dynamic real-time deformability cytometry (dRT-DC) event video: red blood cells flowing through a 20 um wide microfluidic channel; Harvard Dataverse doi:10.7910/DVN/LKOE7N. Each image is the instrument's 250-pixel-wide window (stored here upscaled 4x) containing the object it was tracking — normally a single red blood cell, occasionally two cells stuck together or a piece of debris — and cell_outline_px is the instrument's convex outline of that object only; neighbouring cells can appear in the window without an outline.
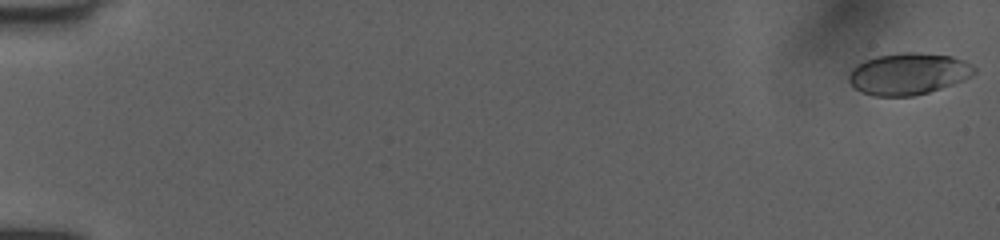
{"species": "human", "species_latin": "Homo sapiens", "temperature_condition": "room temperature", "stored_images_in_passage": 52, "camera_frame_rate_fps": 3000, "um_per_image_px": 0.085, "donor": {"sex": "female"}, "frame": {"image": 1, "passage_image": 1, "time_ms": 0.0, "image_size_px": [1000, 240], "cell_outline_px": [[976, 72], [972, 76], [964, 80], [928, 92], [912, 96], [872, 96], [860, 92], [848, 80], [848, 76], [852, 68], [856, 64], [864, 60], [876, 56], [904, 52], [916, 52], [952, 56], [964, 60], [972, 64], [976, 68]], "centroid_in_image_um": [77.21, 6.27], "position_along_channel_um": 7.8, "area_um2": 30.63}}
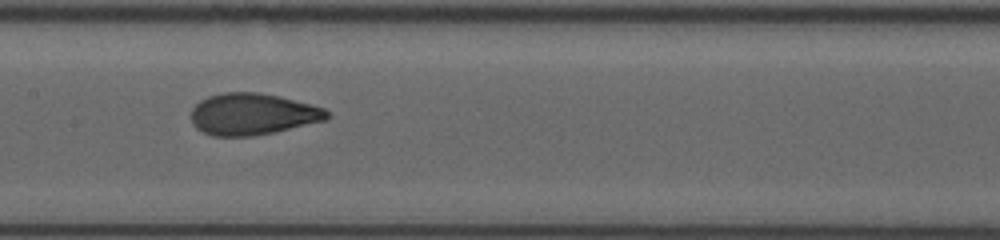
{"frame": {"image": 2, "passage_image": 28, "time_ms": 9.0, "image_size_px": [1000, 240], "cell_outline_px": [[328, 120], [272, 132], [252, 136], [212, 136], [196, 128], [192, 124], [192, 108], [200, 100], [208, 96], [224, 92], [256, 92], [280, 96], [312, 104], [324, 108], [328, 112]], "centroid_in_image_um": [21.47, 9.69], "position_along_channel_um": 185.9, "area_um2": 32.95}}
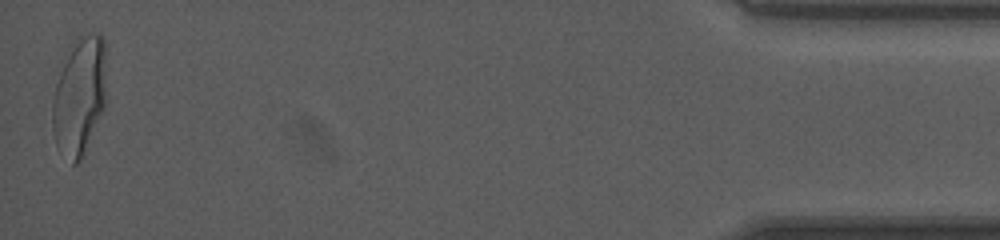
{"frame": {"image": 3, "passage_image": 52, "time_ms": 17.0, "image_size_px": [1000, 240], "cell_outline_px": [[108, 104], [80, 160], [76, 164], [72, 164], [56, 144], [52, 132], [52, 100], [56, 84], [60, 72], [72, 40], [76, 36], [88, 32], [104, 36]], "centroid_in_image_um": [6.8, 8.11], "position_along_channel_um": 428.4, "area_um2": 38.15}, "authors_computed_cell_mechanics": {"area_um2": 32.5125, "velocity_mm_per_s": 4.0435, "shape_relaxation_time_tau1_ms": 4.9693, "shape_relaxation_time_tau2_ms": null, "deformation_change_tau1": 0.1973, "deformation_change_tau2": null}}